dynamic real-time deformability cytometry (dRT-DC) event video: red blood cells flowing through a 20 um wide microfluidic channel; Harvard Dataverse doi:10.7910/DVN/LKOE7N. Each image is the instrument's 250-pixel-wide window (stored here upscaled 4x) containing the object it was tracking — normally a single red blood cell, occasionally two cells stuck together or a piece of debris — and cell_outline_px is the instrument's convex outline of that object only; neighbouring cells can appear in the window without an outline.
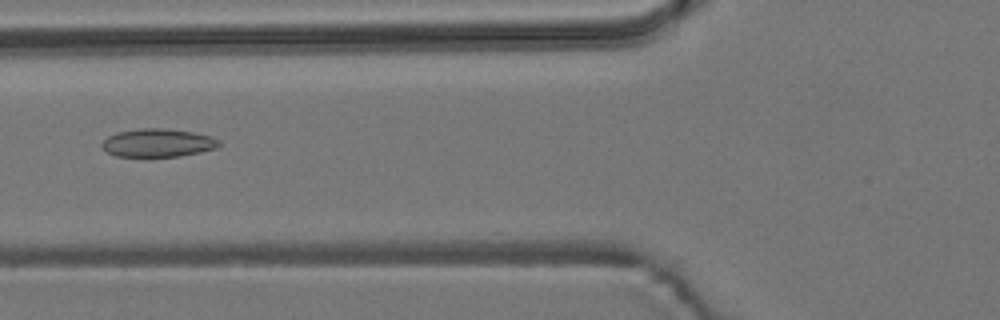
{"species": "common noctule bat (a hibernating species)", "species_latin": "Nyctalus noctula", "temperature_condition": "room temperature", "stored_images_in_passage": 8, "camera_frame_rate_fps": 3000, "um_per_image_px": 0.085, "animal": {"sex": "male", "body_mass_g": 19.2, "forearm_length_mm": 51.8}, "frame": {"image": 1, "passage_image": 6, "time_ms": 6.0, "image_size_px": [1000, 320], "cell_outline_px": [[220, 144], [216, 148], [200, 152], [180, 156], [148, 160], [116, 156], [108, 152], [100, 144], [108, 136], [116, 132], [140, 128], [160, 128], [192, 132], [212, 136], [220, 140]], "centroid_in_image_um": [13.38, 12.19], "position_along_channel_um": 112.4, "area_um2": 20.06}}
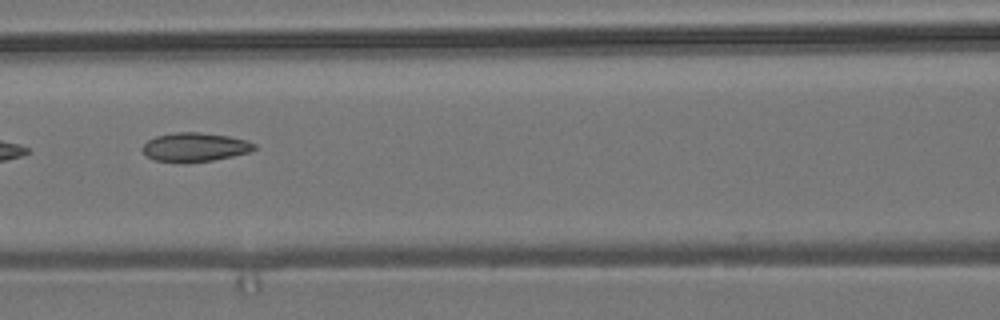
{"frame": {"image": 2, "passage_image": 7, "time_ms": 7.0, "image_size_px": [1000, 320], "cell_outline_px": [[256, 148], [252, 152], [212, 160], [184, 164], [156, 160], [148, 156], [140, 148], [148, 140], [156, 136], [176, 132], [200, 132], [228, 136], [248, 140], [256, 144]], "centroid_in_image_um": [16.58, 12.51], "position_along_channel_um": 150.0, "area_um2": 19.07}}
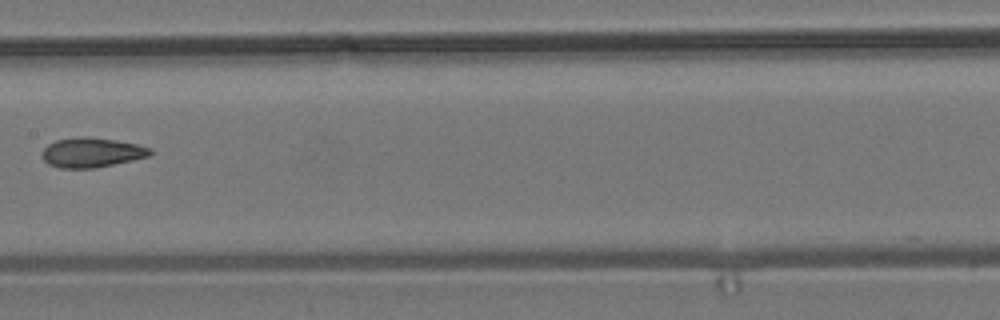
{"frame": {"image": 3, "passage_image": 8, "time_ms": 8.333, "image_size_px": [1000, 320], "cell_outline_px": [[152, 152], [148, 156], [132, 160], [96, 168], [60, 168], [48, 164], [44, 160], [40, 152], [48, 144], [56, 140], [80, 136], [88, 136], [116, 140], [136, 144], [152, 148]], "centroid_in_image_um": [7.76, 12.96], "position_along_channel_um": 199.6, "area_um2": 18.79}}